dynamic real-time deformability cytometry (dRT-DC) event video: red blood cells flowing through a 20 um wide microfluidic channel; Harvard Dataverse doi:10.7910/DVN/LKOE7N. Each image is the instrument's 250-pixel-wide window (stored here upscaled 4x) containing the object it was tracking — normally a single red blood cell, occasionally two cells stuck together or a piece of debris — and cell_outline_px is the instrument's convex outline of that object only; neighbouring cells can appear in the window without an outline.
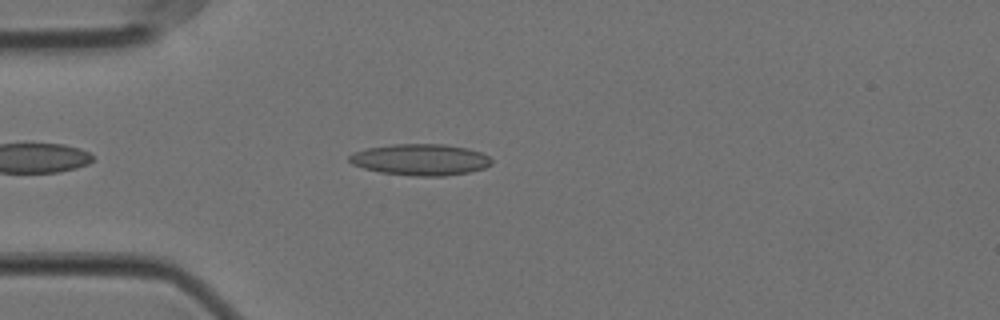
{"species": "Egyptian fruit bat (a non-hibernating species)", "species_latin": "Rousettus aegyptiacus", "temperature_condition": "cold", "stored_images_in_passage": 42, "camera_frame_rate_fps": 3000, "um_per_image_px": 0.085, "animal": {"sex": "female"}, "frame": {"image": 1, "passage_image": 6, "time_ms": 1.667, "image_size_px": [1000, 320], "cell_outline_px": [[492, 164], [484, 168], [468, 172], [444, 176], [412, 176], [380, 172], [364, 168], [352, 164], [348, 160], [348, 156], [352, 152], [368, 148], [392, 144], [444, 144], [468, 148], [480, 152], [488, 156], [492, 160]], "centroid_in_image_um": [35.72, 13.57], "position_along_channel_um": 49.3, "area_um2": 26.07}}
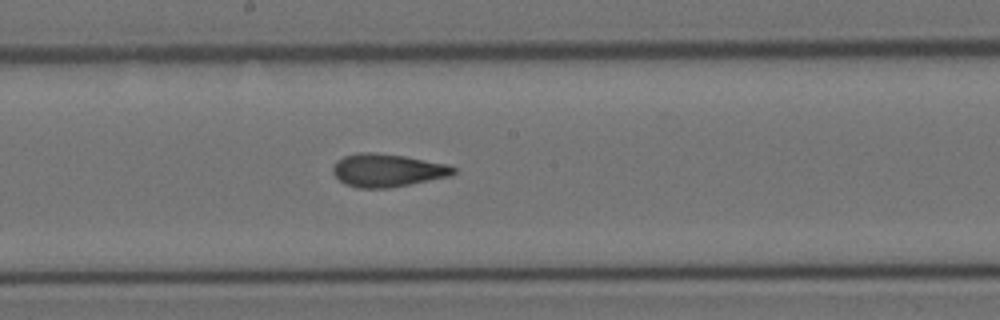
{"frame": {"image": 2, "passage_image": 21, "time_ms": 6.667, "image_size_px": [1000, 320], "cell_outline_px": [[456, 172], [448, 176], [388, 188], [360, 188], [344, 184], [332, 172], [332, 168], [336, 160], [344, 156], [356, 152], [372, 152], [404, 156], [448, 164], [456, 168]], "centroid_in_image_um": [32.88, 14.46], "position_along_channel_um": 215.3, "area_um2": 23.06}}
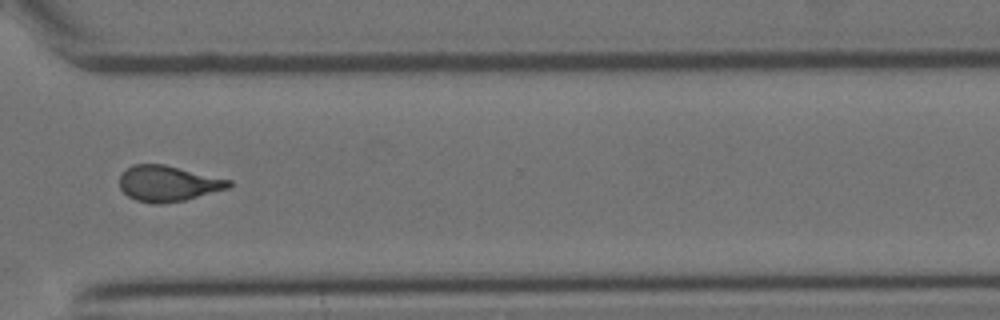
{"frame": {"image": 3, "passage_image": 33, "time_ms": 10.667, "image_size_px": [1000, 320], "cell_outline_px": [[232, 184], [228, 188], [184, 200], [160, 204], [152, 204], [136, 200], [128, 196], [120, 188], [120, 176], [132, 164], [164, 164], [232, 180]], "centroid_in_image_um": [14.28, 15.6], "position_along_channel_um": 356.3, "area_um2": 22.6}, "authors_computed_cell_mechanics": {"area_um2": 23.0333, "velocity_mm_per_s": 3.547, "shape_relaxation_time_tau1_ms": null, "shape_relaxation_time_tau2_ms": 1.8351, "deformation_change_tau1": null, "deformation_change_tau2": 0.1048}}